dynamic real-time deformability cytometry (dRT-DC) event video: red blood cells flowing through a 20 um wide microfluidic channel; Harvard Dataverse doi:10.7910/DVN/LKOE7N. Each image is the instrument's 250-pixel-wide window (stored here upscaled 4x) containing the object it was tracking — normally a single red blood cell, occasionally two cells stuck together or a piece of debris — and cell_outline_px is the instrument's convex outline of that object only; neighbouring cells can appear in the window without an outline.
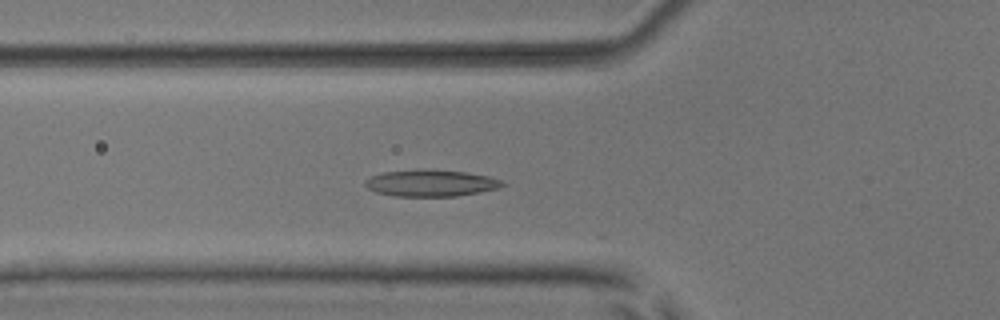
{"species": "common noctule bat (a hibernating species)", "species_latin": "Nyctalus noctula", "temperature_condition": "room temperature", "stored_images_in_passage": 54, "camera_frame_rate_fps": 3000, "um_per_image_px": 0.085, "animal": {"sex": "male", "body_mass_g": 17.9, "forearm_length_mm": 54.2}, "frame": {"image": 1, "passage_image": 20, "time_ms": 6.333, "image_size_px": [1000, 320], "cell_outline_px": [[508, 184], [496, 188], [480, 192], [456, 196], [396, 196], [376, 192], [368, 188], [364, 184], [364, 180], [372, 176], [384, 172], [416, 168], [464, 172], [488, 176], [504, 180]], "centroid_in_image_um": [36.63, 15.55], "position_along_channel_um": 89.2, "area_um2": 21.44}}
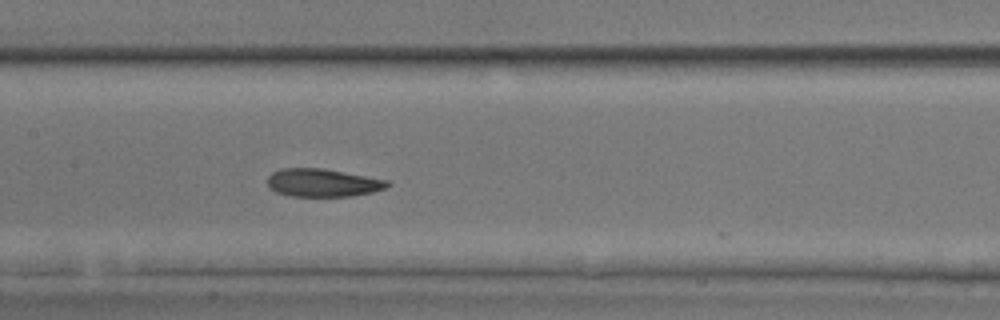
{"frame": {"image": 2, "passage_image": 27, "time_ms": 8.667, "image_size_px": [1000, 320], "cell_outline_px": [[388, 184], [384, 188], [372, 192], [352, 196], [288, 196], [276, 192], [268, 188], [268, 176], [272, 172], [280, 168], [324, 168], [388, 180]], "centroid_in_image_um": [27.37, 15.53], "position_along_channel_um": 180.0, "area_um2": 19.59}}
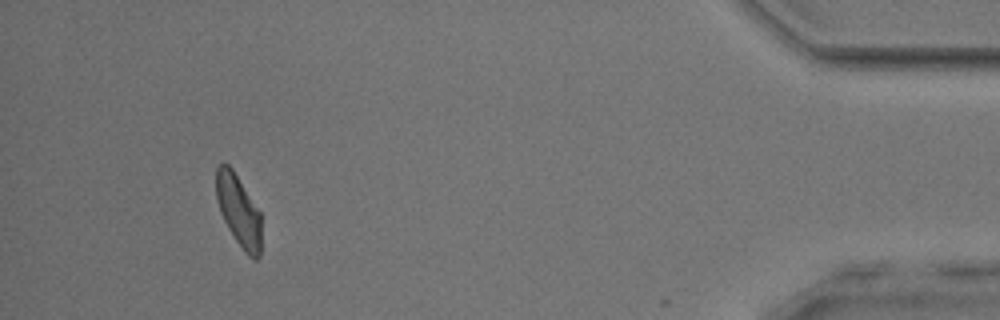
{"frame": {"image": 3, "passage_image": 50, "time_ms": 16.333, "image_size_px": [1000, 320], "cell_outline_px": [[260, 256], [256, 260], [252, 260], [244, 252], [228, 228], [220, 212], [216, 196], [216, 168], [220, 164], [228, 164], [232, 168], [260, 212]], "centroid_in_image_um": [20.27, 17.92], "position_along_channel_um": 414.9, "area_um2": 18.61}, "authors_computed_cell_mechanics": {"area_um2": 20.3745, "velocity_mm_per_s": 3.8931, "shape_relaxation_time_tau1_ms": 4.3833, "shape_relaxation_time_tau2_ms": 3.2763, "deformation_change_tau1": 0.1506, "deformation_change_tau2": 0.1146}}